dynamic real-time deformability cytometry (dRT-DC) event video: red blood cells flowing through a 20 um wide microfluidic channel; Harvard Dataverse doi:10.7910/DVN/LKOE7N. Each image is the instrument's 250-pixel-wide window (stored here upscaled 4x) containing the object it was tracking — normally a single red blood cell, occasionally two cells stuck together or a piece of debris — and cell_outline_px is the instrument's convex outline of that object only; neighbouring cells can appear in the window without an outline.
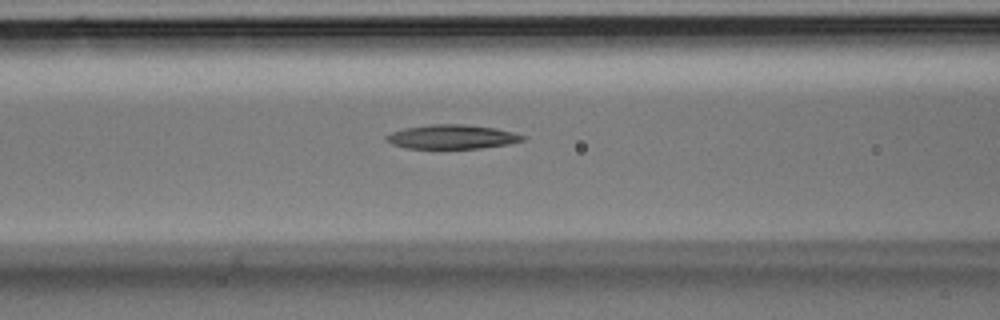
{"species": "Egyptian fruit bat (a non-hibernating species)", "species_latin": "Rousettus aegyptiacus", "temperature_condition": "room temperature", "stored_images_in_passage": 22, "camera_frame_rate_fps": 3000, "um_per_image_px": 0.085, "animal": {"sex": "male"}, "frame": {"image": 1, "passage_image": 4, "time_ms": 1.0, "image_size_px": [1000, 320], "cell_outline_px": [[528, 136], [524, 140], [508, 144], [480, 148], [408, 148], [392, 144], [384, 140], [384, 136], [392, 132], [404, 128], [432, 124], [464, 124], [496, 128]], "centroid_in_image_um": [38.42, 11.62], "position_along_channel_um": 128.2, "area_um2": 19.19}}
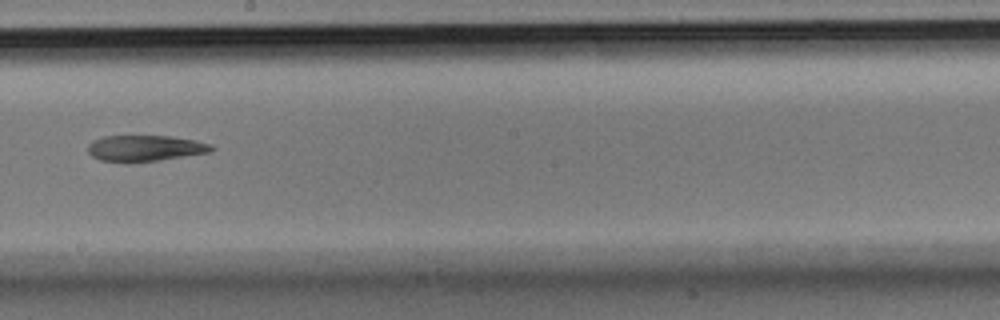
{"frame": {"image": 2, "passage_image": 10, "time_ms": 3.0, "image_size_px": [1000, 320], "cell_outline_px": [[216, 148], [212, 152], [160, 160], [128, 164], [100, 160], [92, 156], [88, 152], [88, 144], [92, 140], [104, 136], [172, 136], [196, 140], [212, 144]], "centroid_in_image_um": [12.34, 12.62], "position_along_channel_um": 235.9, "area_um2": 19.31}}
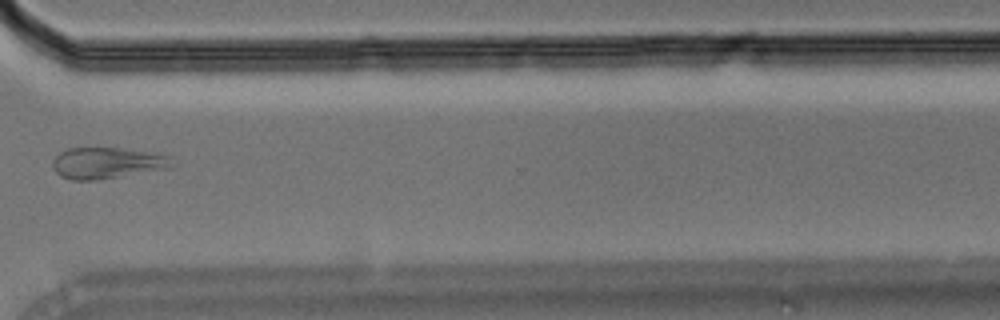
{"frame": {"image": 3, "passage_image": 17, "time_ms": 5.333, "image_size_px": [1000, 320], "cell_outline_px": [[176, 164], [172, 168], [96, 180], [68, 180], [60, 176], [52, 168], [52, 160], [60, 152], [68, 148], [120, 148], [168, 156]], "centroid_in_image_um": [9.07, 13.87], "position_along_channel_um": 361.5, "area_um2": 21.73}}